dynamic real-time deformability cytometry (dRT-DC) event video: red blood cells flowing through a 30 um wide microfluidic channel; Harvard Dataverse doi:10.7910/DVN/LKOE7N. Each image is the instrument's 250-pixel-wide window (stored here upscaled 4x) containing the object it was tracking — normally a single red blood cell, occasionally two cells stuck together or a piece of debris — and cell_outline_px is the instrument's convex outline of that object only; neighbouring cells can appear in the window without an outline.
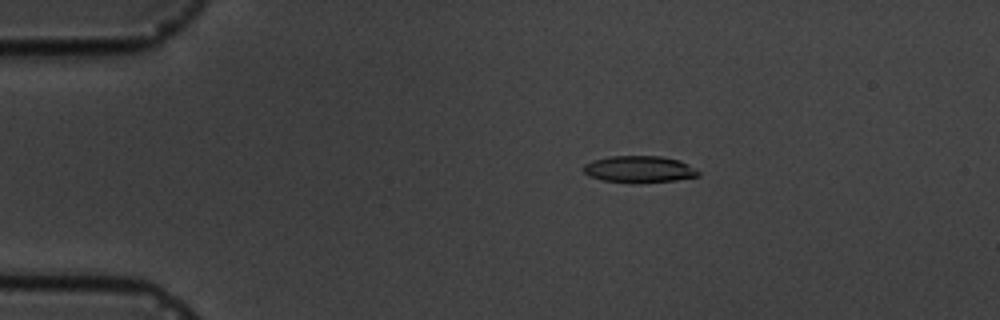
{"species": "common noctule bat (a hibernating species)", "species_latin": "Nyctalus noctula", "temperature_condition": "cold", "stored_images_in_passage": 16, "camera_frame_rate_fps": 3000, "um_per_image_px": 0.085, "animal": {"sex": "male", "body_mass_g": 19.5, "forearm_length_mm": 54.6}, "frame": {"image": 1, "passage_image": 4, "time_ms": 3.333, "image_size_px": [1000, 320], "cell_outline_px": [[700, 176], [676, 180], [604, 180], [588, 176], [584, 172], [584, 164], [592, 160], [612, 156], [660, 156], [680, 160], [696, 168], [700, 172]], "centroid_in_image_um": [54.37, 14.33], "position_along_channel_um": 30.6, "area_um2": 17.11}}
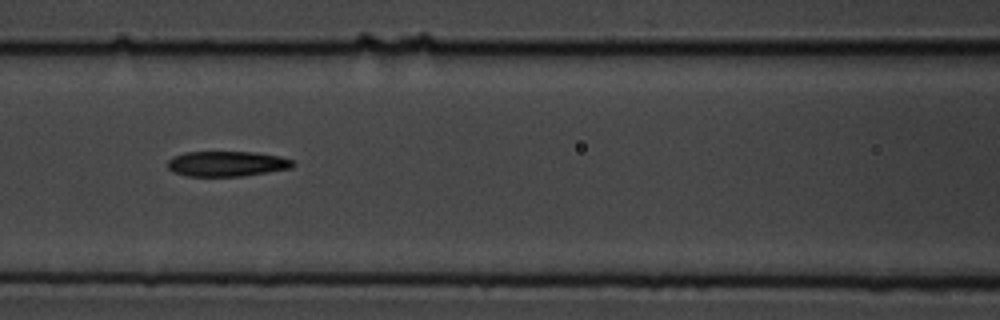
{"frame": {"image": 2, "passage_image": 8, "time_ms": 8.0, "image_size_px": [1000, 320], "cell_outline_px": [[296, 164], [292, 168], [240, 176], [188, 176], [176, 172], [168, 168], [168, 160], [172, 156], [184, 152], [256, 152], [280, 156], [296, 160]], "centroid_in_image_um": [19.33, 13.9], "position_along_channel_um": 147.3, "area_um2": 18.5}}
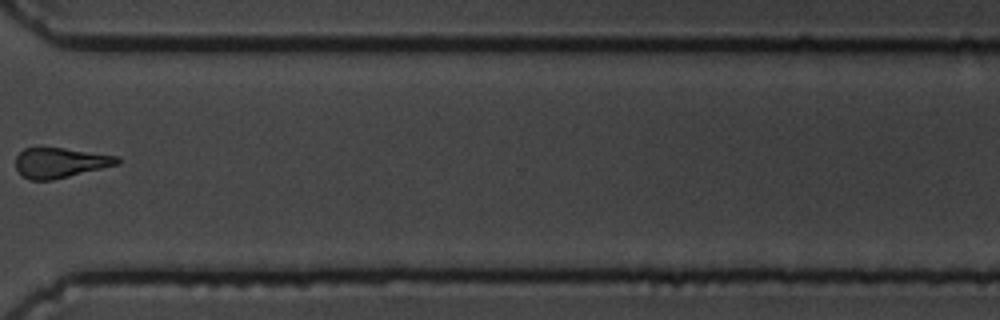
{"frame": {"image": 3, "passage_image": 13, "time_ms": 14.0, "image_size_px": [1000, 320], "cell_outline_px": [[120, 164], [52, 180], [28, 180], [20, 176], [16, 168], [16, 156], [24, 148], [64, 148], [120, 156]], "centroid_in_image_um": [5.11, 13.84], "position_along_channel_um": 365.5, "area_um2": 17.92}, "authors_computed_cell_mechanics": {"area_um2": 17.9469, "velocity_mm_per_s": 3.6336, "shape_relaxation_time_tau1_ms": 5.6264, "shape_relaxation_time_tau2_ms": null, "deformation_change_tau1": 0.1577, "deformation_change_tau2": null}}